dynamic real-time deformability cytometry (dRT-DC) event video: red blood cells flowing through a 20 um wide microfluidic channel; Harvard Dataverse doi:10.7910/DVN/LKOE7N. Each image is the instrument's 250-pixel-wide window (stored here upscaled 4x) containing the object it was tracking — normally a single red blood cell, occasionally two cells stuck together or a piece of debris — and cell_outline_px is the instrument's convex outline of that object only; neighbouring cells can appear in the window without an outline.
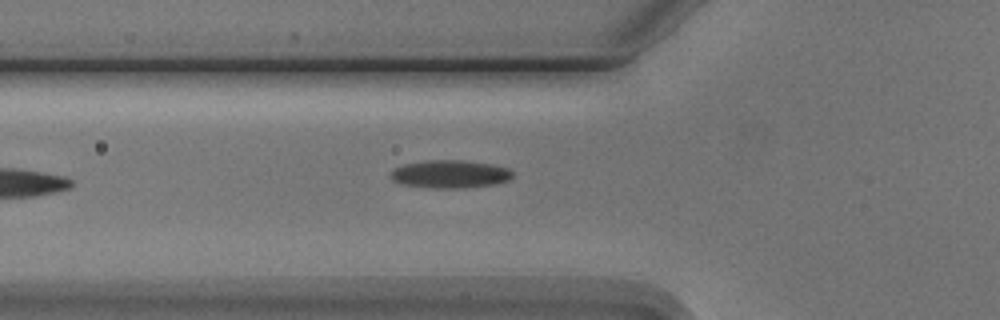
{"species": "Egyptian fruit bat (a non-hibernating species)", "species_latin": "Rousettus aegyptiacus", "temperature_condition": "cold", "stored_images_in_passage": 5, "camera_frame_rate_fps": 3000, "um_per_image_px": 0.085, "animal": {"sex": "male"}, "frame": {"image": 1, "passage_image": 5, "time_ms": 5.667, "image_size_px": [1000, 320], "cell_outline_px": [[512, 176], [508, 180], [496, 184], [468, 188], [432, 188], [404, 184], [392, 180], [392, 168], [404, 164], [428, 160], [464, 160], [492, 164], [508, 168], [512, 172]], "centroid_in_image_um": [38.28, 14.79], "position_along_channel_um": 87.5, "area_um2": 19.88}}